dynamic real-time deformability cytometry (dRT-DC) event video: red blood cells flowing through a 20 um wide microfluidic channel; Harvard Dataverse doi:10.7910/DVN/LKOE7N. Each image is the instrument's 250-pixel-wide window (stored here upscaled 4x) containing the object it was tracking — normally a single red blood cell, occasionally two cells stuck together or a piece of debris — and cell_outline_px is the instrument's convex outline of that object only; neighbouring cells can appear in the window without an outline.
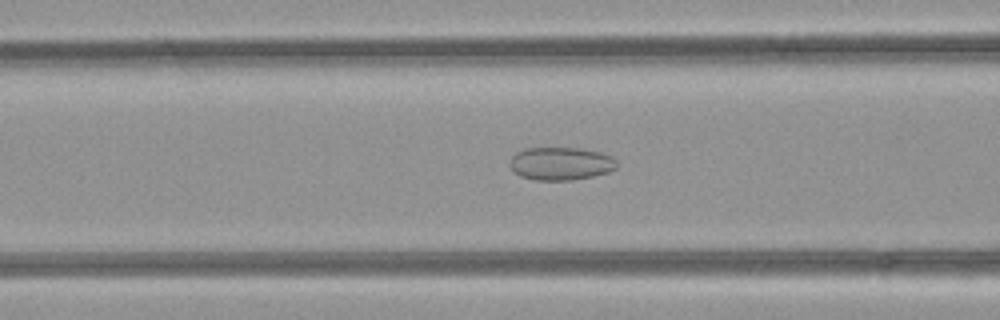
{"species": "common noctule bat (a hibernating species)", "species_latin": "Nyctalus noctula", "temperature_condition": "room temperature", "stored_images_in_passage": 32, "camera_frame_rate_fps": 3000, "um_per_image_px": 0.085, "animal": {"sex": "female", "body_mass_g": 21.9}, "frame": {"image": 1, "passage_image": 8, "time_ms": 2.333, "image_size_px": [1000, 320], "cell_outline_px": [[616, 168], [608, 172], [592, 176], [572, 180], [536, 180], [520, 176], [508, 164], [512, 156], [516, 152], [524, 148], [580, 148], [600, 152], [612, 156], [616, 160]], "centroid_in_image_um": [47.66, 13.9], "position_along_channel_um": 118.9, "area_um2": 20.58}}
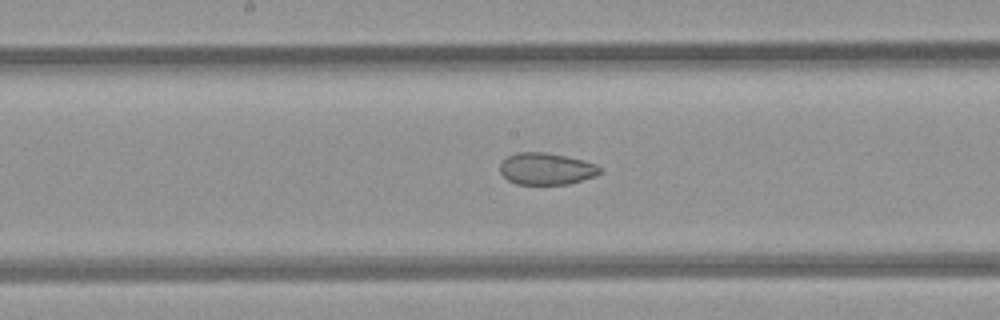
{"frame": {"image": 2, "passage_image": 14, "time_ms": 4.333, "image_size_px": [1000, 320], "cell_outline_px": [[600, 172], [596, 176], [568, 184], [516, 184], [508, 180], [500, 172], [500, 164], [508, 156], [516, 152], [544, 152], [584, 160], [596, 164], [600, 168]], "centroid_in_image_um": [46.43, 14.35], "position_along_channel_um": 201.8, "area_um2": 18.44}}
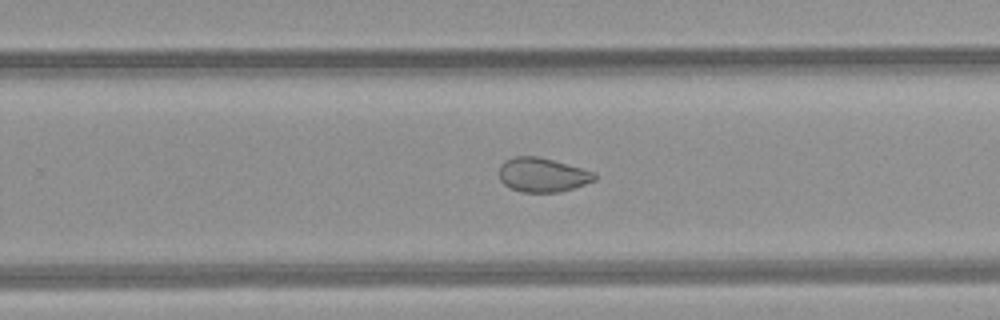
{"frame": {"image": 3, "passage_image": 20, "time_ms": 6.333, "image_size_px": [1000, 320], "cell_outline_px": [[596, 180], [560, 192], [520, 192], [504, 184], [500, 180], [500, 164], [504, 160], [516, 156], [536, 156], [552, 160], [596, 172]], "centroid_in_image_um": [46.1, 14.86], "position_along_channel_um": 283.7, "area_um2": 18.9}, "authors_computed_cell_mechanics": {"area_um2": 20.0277, "velocity_mm_per_s": 4.1182, "shape_relaxation_time_tau1_ms": null, "shape_relaxation_time_tau2_ms": 1.4588, "deformation_change_tau1": null, "deformation_change_tau2": 0.0619}}